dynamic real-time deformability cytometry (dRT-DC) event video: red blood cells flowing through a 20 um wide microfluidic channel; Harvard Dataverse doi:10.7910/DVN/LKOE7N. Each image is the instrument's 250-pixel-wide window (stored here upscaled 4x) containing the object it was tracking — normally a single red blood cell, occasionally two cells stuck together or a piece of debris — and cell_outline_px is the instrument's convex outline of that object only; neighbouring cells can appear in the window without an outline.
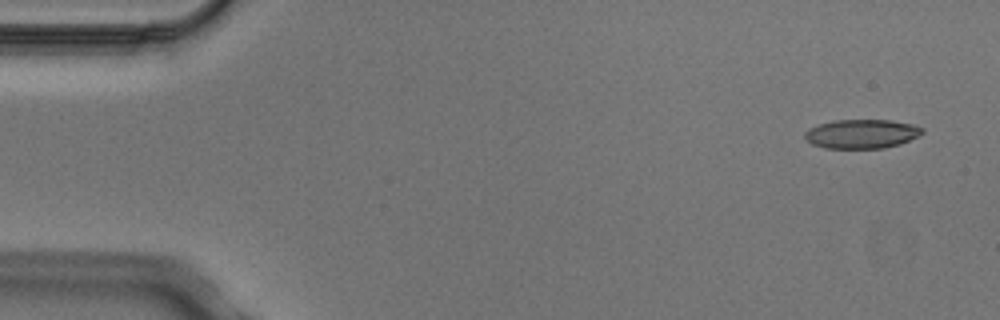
{"species": "Egyptian fruit bat (a non-hibernating species)", "species_latin": "Rousettus aegyptiacus", "temperature_condition": "cold", "stored_images_in_passage": 4, "camera_frame_rate_fps": 3000, "um_per_image_px": 0.085, "animal": {"sex": "male"}, "frame": {"image": 1, "passage_image": 1, "time_ms": 0.0, "image_size_px": [1000, 320], "cell_outline_px": [[924, 132], [900, 144], [884, 148], [824, 148], [812, 144], [804, 136], [804, 132], [808, 128], [832, 120], [888, 120], [912, 124], [924, 128]], "centroid_in_image_um": [73.22, 11.37], "position_along_channel_um": 11.8, "area_um2": 19.83}}
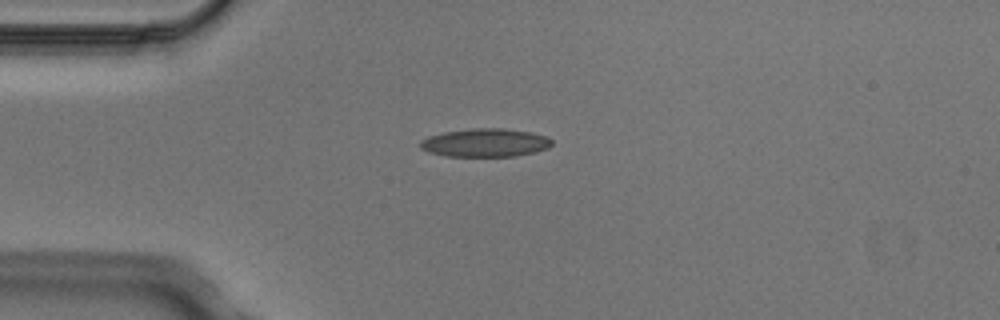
{"frame": {"image": 2, "passage_image": 4, "time_ms": 1.0, "image_size_px": [1000, 320], "cell_outline_px": [[552, 144], [548, 148], [536, 152], [516, 156], [444, 156], [428, 152], [420, 148], [420, 140], [428, 136], [444, 132], [472, 128], [504, 128], [532, 132], [548, 136], [552, 140]], "centroid_in_image_um": [41.26, 12.13], "position_along_channel_um": 43.7, "area_um2": 21.96}}